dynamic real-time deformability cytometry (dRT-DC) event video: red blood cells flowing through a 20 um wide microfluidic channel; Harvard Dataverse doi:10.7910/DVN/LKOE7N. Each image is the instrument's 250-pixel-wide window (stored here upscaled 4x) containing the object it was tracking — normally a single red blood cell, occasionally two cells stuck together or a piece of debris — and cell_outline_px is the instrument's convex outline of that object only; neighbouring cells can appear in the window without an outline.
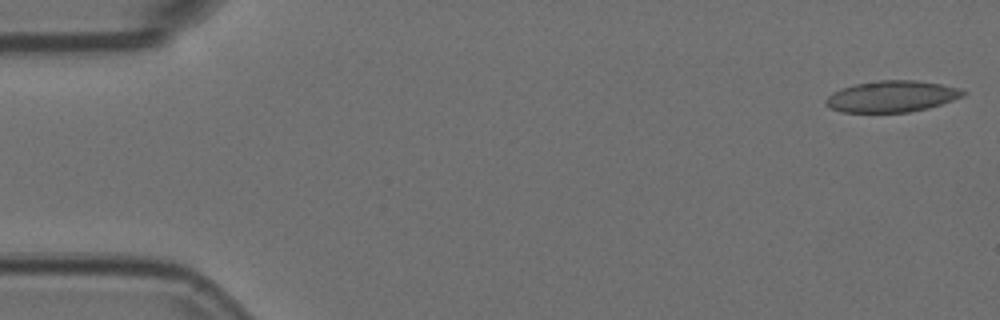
{"species": "Egyptian fruit bat (a non-hibernating species)", "species_latin": "Rousettus aegyptiacus", "temperature_condition": "room temperature", "stored_images_in_passage": 53, "camera_frame_rate_fps": 3000, "um_per_image_px": 0.085, "animal": {"sex": "female"}, "frame": {"image": 1, "passage_image": 1, "time_ms": 0.0, "image_size_px": [1000, 320], "cell_outline_px": [[968, 92], [964, 96], [928, 108], [908, 112], [840, 112], [828, 108], [824, 104], [824, 100], [832, 92], [840, 88], [856, 84], [880, 80], [912, 80], [940, 84], [960, 88]], "centroid_in_image_um": [75.76, 8.2], "position_along_channel_um": 9.2, "area_um2": 25.14}}
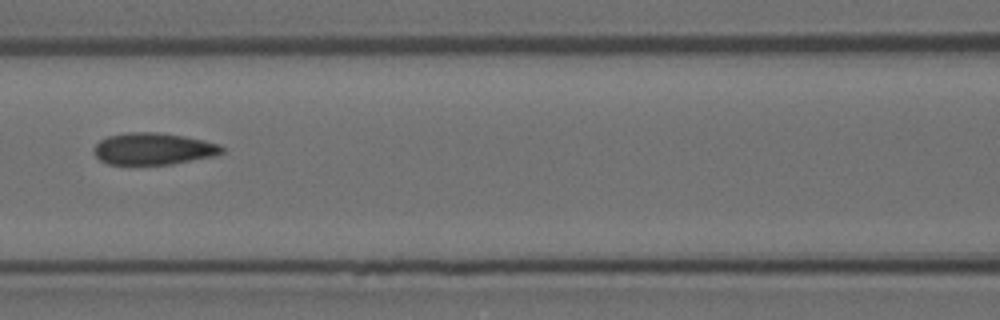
{"frame": {"image": 2, "passage_image": 23, "time_ms": 7.333, "image_size_px": [1000, 320], "cell_outline_px": [[224, 152], [216, 156], [172, 164], [108, 164], [100, 160], [92, 152], [92, 148], [100, 140], [108, 136], [128, 132], [156, 132], [184, 136], [204, 140], [220, 144], [224, 148]], "centroid_in_image_um": [13.04, 12.65], "position_along_channel_um": 153.6, "area_um2": 23.93}}
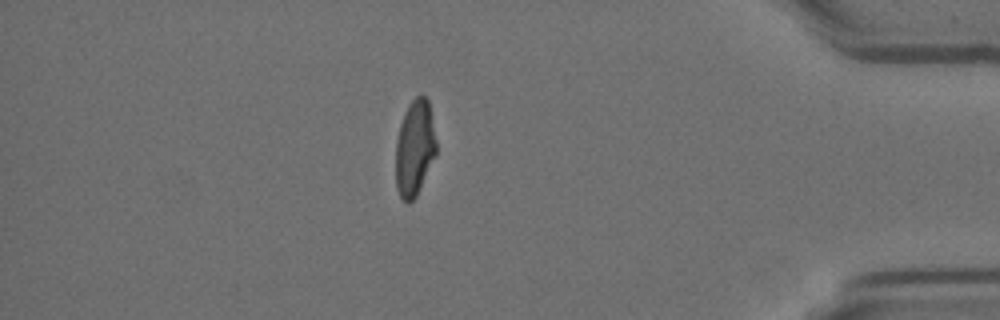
{"frame": {"image": 3, "passage_image": 46, "time_ms": 15.0, "image_size_px": [1000, 320], "cell_outline_px": [[436, 152], [416, 196], [408, 204], [400, 196], [396, 188], [396, 140], [400, 124], [404, 112], [408, 104], [420, 92], [428, 100], [436, 140]], "centroid_in_image_um": [35.23, 12.55], "position_along_channel_um": 400.0, "area_um2": 22.48}, "authors_computed_cell_mechanics": {"area_um2": 24.2182, "velocity_mm_per_s": 3.7442, "shape_relaxation_time_tau1_ms": null, "shape_relaxation_time_tau2_ms": 1.5439, "deformation_change_tau1": null, "deformation_change_tau2": 0.0679}}